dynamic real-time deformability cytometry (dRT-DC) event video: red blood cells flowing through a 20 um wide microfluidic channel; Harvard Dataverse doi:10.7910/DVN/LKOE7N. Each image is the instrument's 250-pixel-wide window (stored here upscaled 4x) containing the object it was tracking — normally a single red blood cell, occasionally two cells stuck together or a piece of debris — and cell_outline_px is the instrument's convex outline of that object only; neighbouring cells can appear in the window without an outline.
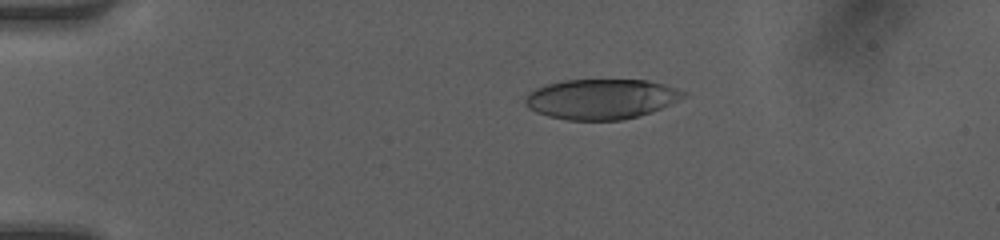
{"species": "human", "species_latin": "Homo sapiens", "temperature_condition": "room temperature", "stored_images_in_passage": 39, "camera_frame_rate_fps": 3000, "um_per_image_px": 0.085, "donor": {"sex": "female"}, "frame": {"image": 1, "passage_image": 1, "time_ms": 0.0, "image_size_px": [1000, 240], "cell_outline_px": [[688, 92], [684, 96], [652, 112], [620, 120], [568, 120], [548, 116], [536, 112], [528, 108], [524, 104], [524, 100], [528, 92], [544, 84], [564, 80], [648, 80], [664, 84]], "centroid_in_image_um": [51.05, 8.41], "position_along_channel_um": 34.0, "area_um2": 36.93}}
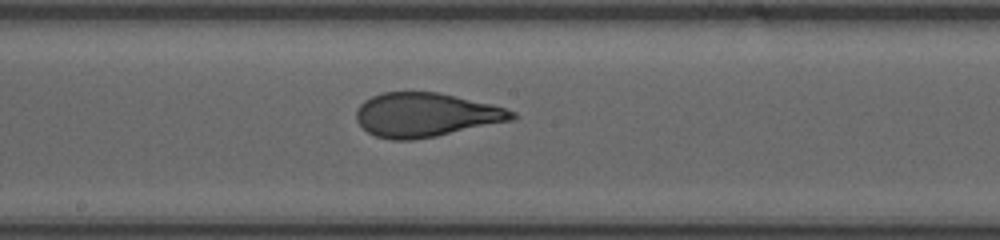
{"frame": {"image": 2, "passage_image": 18, "time_ms": 5.667, "image_size_px": [1000, 240], "cell_outline_px": [[516, 120], [436, 136], [412, 140], [392, 140], [376, 136], [368, 132], [356, 120], [356, 112], [360, 104], [364, 100], [372, 96], [384, 92], [436, 92], [492, 104], [516, 112]], "centroid_in_image_um": [36.21, 9.77], "position_along_channel_um": 212.0, "area_um2": 39.94}}
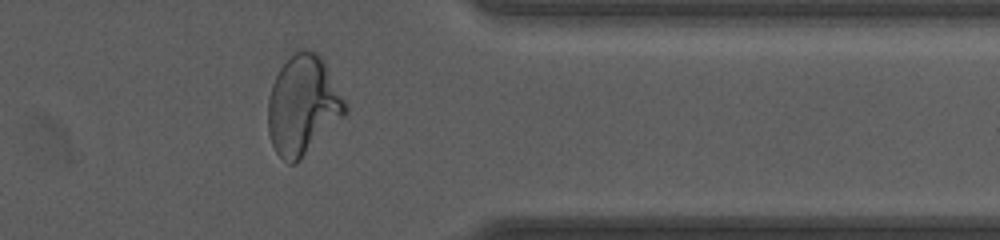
{"frame": {"image": 3, "passage_image": 31, "time_ms": 10.0, "image_size_px": [1000, 240], "cell_outline_px": [[348, 112], [296, 164], [288, 164], [276, 152], [272, 144], [268, 132], [268, 96], [272, 84], [280, 68], [296, 52], [304, 48], [308, 48], [316, 52], [324, 60], [348, 108]], "centroid_in_image_um": [25.74, 8.96], "position_along_channel_um": 385.7, "area_um2": 44.39}, "authors_computed_cell_mechanics": {"area_um2": 40.2866, "velocity_mm_per_s": 4.2106, "shape_relaxation_time_tau1_ms": 5.6358, "shape_relaxation_time_tau2_ms": 0.7507, "deformation_change_tau1": 0.2462, "deformation_change_tau2": 0.0857}}